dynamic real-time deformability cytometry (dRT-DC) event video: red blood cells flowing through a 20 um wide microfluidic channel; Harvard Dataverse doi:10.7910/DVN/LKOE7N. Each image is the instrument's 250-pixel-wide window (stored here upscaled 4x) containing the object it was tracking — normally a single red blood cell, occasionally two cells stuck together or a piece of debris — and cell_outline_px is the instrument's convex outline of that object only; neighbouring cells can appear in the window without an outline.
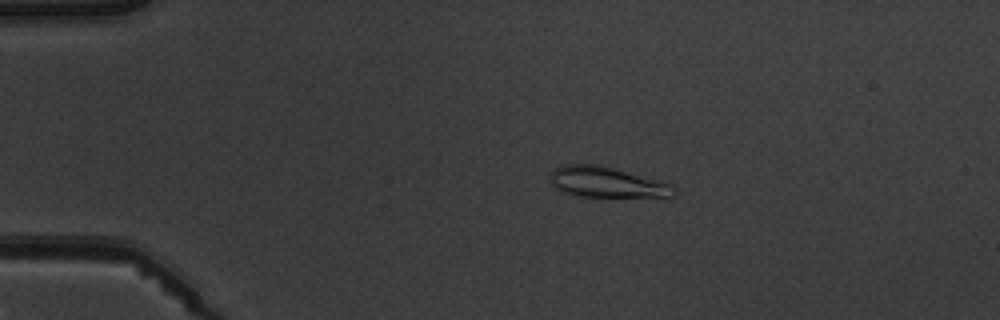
{"species": "common noctule bat (a hibernating species)", "species_latin": "Nyctalus noctula", "temperature_condition": "warm", "stored_images_in_passage": 5, "camera_frame_rate_fps": 3000, "um_per_image_px": 0.085, "animal": {"sex": "male", "body_mass_g": 19.5, "forearm_length_mm": 54.6}, "frame": {"image": 1, "passage_image": 3, "time_ms": 2.333, "image_size_px": [1000, 320], "cell_outline_px": [[676, 192], [672, 196], [580, 196], [564, 192], [548, 184], [548, 180], [552, 172], [560, 164], [596, 164], [612, 168], [672, 184], [676, 188]], "centroid_in_image_um": [51.49, 15.48], "position_along_channel_um": 33.5, "area_um2": 21.73}}